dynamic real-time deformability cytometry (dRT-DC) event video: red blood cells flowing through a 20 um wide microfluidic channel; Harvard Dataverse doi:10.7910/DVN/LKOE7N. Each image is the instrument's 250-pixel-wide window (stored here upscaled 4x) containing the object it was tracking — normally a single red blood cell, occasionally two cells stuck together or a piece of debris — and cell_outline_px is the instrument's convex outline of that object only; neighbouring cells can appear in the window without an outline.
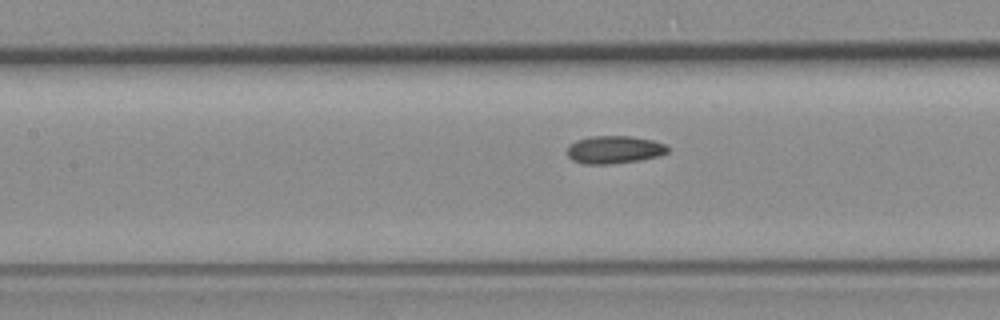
{"species": "common noctule bat (a hibernating species)", "species_latin": "Nyctalus noctula", "temperature_condition": "room temperature", "stored_images_in_passage": 31, "camera_frame_rate_fps": 3000, "um_per_image_px": 0.085, "animal": {"sex": "female", "body_mass_g": 19.3, "forearm_length_mm": 54.1}, "frame": {"image": 1, "passage_image": 22, "time_ms": 7.0, "image_size_px": [1000, 320], "cell_outline_px": [[668, 152], [660, 156], [640, 160], [612, 164], [584, 164], [572, 160], [568, 156], [568, 144], [576, 140], [592, 136], [632, 136], [652, 140], [668, 144]], "centroid_in_image_um": [52.23, 12.72], "position_along_channel_um": 155.2, "area_um2": 16.47}}
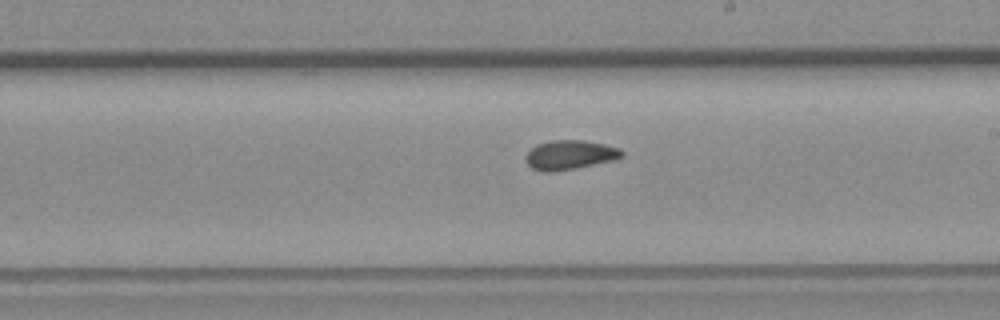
{"frame": {"image": 2, "passage_image": 29, "time_ms": 9.333, "image_size_px": [1000, 320], "cell_outline_px": [[624, 156], [612, 160], [576, 168], [556, 172], [544, 172], [532, 168], [524, 160], [524, 156], [536, 144], [552, 140], [584, 140], [604, 144], [620, 148], [624, 152]], "centroid_in_image_um": [48.41, 13.16], "position_along_channel_um": 240.6, "area_um2": 16.53}}